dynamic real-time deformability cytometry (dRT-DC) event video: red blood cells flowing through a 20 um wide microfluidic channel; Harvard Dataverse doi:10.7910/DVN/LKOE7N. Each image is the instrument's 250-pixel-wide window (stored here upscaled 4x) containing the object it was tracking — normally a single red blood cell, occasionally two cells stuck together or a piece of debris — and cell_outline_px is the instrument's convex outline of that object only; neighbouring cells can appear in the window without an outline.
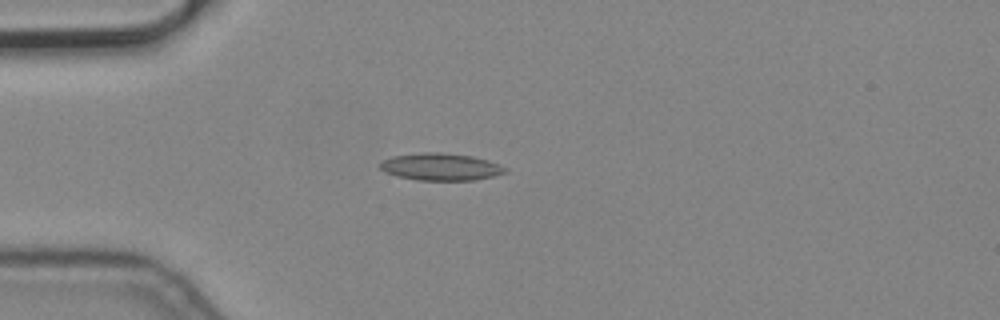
{"species": "common noctule bat (a hibernating species)", "species_latin": "Nyctalus noctula", "temperature_condition": "cold", "stored_images_in_passage": 4, "camera_frame_rate_fps": 3000, "um_per_image_px": 0.085, "animal": {"sex": "male", "body_mass_g": 19.2, "forearm_length_mm": 51.8}, "frame": {"image": 1, "passage_image": 1, "time_ms": 0.0, "image_size_px": [1000, 320], "cell_outline_px": [[508, 172], [476, 180], [420, 180], [396, 176], [384, 172], [380, 168], [380, 164], [384, 160], [392, 156], [420, 152], [444, 152], [472, 156], [488, 160], [500, 164], [508, 168]], "centroid_in_image_um": [37.49, 14.17], "position_along_channel_um": 47.5, "area_um2": 20.0}}
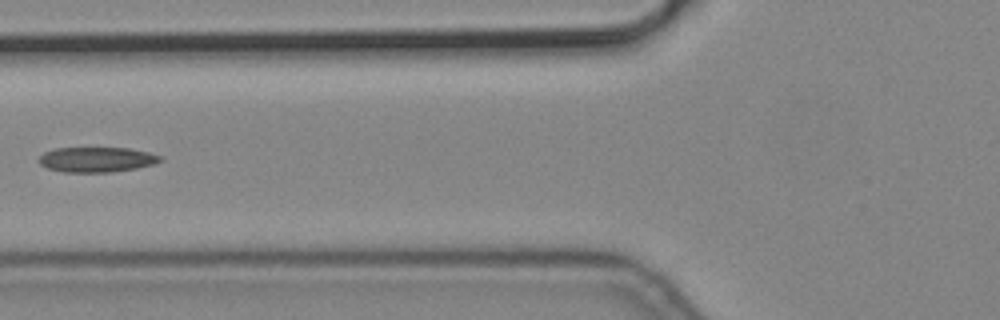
{"frame": {"image": 2, "passage_image": 3, "time_ms": 0.667, "image_size_px": [1000, 320], "cell_outline_px": [[164, 160], [152, 164], [136, 168], [112, 172], [64, 172], [48, 168], [40, 164], [36, 160], [44, 152], [56, 148], [128, 148], [148, 152], [164, 156]], "centroid_in_image_um": [8.23, 13.56], "position_along_channel_um": 117.6, "area_um2": 17.8}}
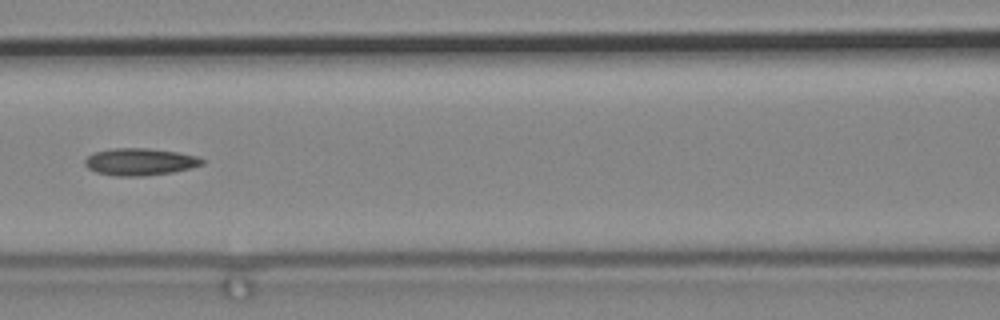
{"frame": {"image": 3, "passage_image": 4, "time_ms": 1.0, "image_size_px": [1000, 320], "cell_outline_px": [[204, 164], [172, 172], [140, 176], [116, 176], [96, 172], [88, 168], [84, 164], [84, 160], [92, 152], [112, 148], [148, 148], [180, 152], [196, 156], [204, 160]], "centroid_in_image_um": [11.86, 13.74], "position_along_channel_um": 154.7, "area_um2": 18.55}}